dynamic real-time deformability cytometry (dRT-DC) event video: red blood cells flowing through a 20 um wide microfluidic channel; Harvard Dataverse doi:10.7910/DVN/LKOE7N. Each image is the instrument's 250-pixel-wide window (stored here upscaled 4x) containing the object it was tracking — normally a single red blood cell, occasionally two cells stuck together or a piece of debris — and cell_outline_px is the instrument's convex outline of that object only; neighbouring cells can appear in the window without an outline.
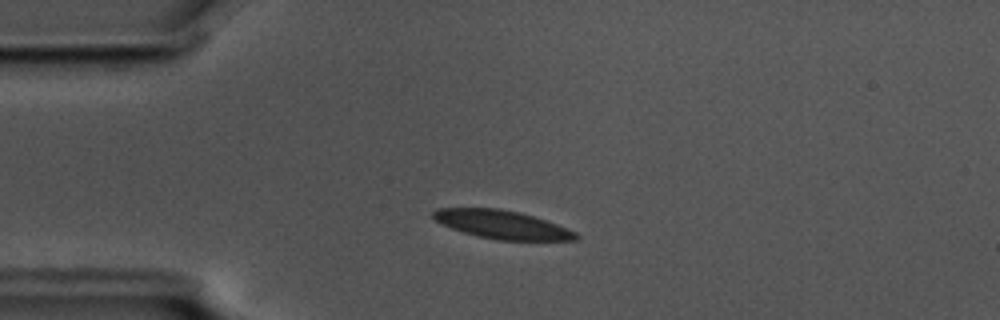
{"species": "common noctule bat (a hibernating species)", "species_latin": "Nyctalus noctula", "temperature_condition": "cold", "stored_images_in_passage": 54, "camera_frame_rate_fps": 3000, "um_per_image_px": 0.085, "animal": {"sex": "male", "body_mass_g": 17.5, "forearm_length_mm": 52.3}, "frame": {"image": 1, "passage_image": 11, "time_ms": 3.333, "image_size_px": [1000, 320], "cell_outline_px": [[580, 236], [576, 240], [496, 240], [464, 232], [452, 228], [436, 220], [432, 216], [432, 212], [436, 208], [500, 208], [520, 212], [556, 224], [576, 232]], "centroid_in_image_um": [42.68, 19.08], "position_along_channel_um": 42.3, "area_um2": 23.29}}
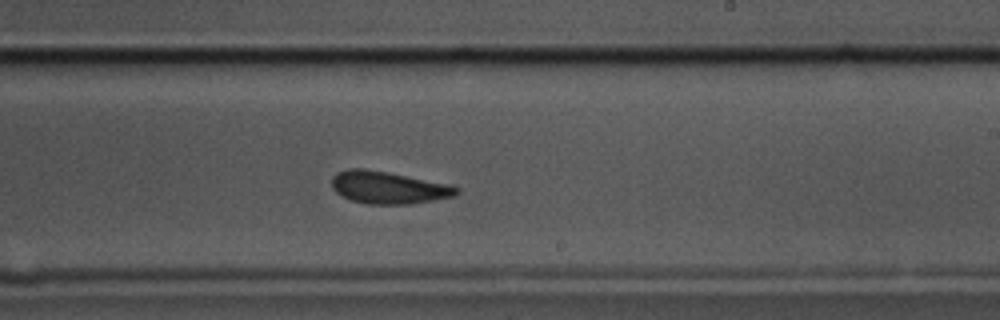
{"frame": {"image": 2, "passage_image": 31, "time_ms": 10.0, "image_size_px": [1000, 320], "cell_outline_px": [[460, 192], [456, 196], [412, 204], [368, 204], [352, 200], [340, 196], [332, 188], [332, 176], [336, 172], [348, 168], [364, 168], [388, 172], [452, 184], [460, 188]], "centroid_in_image_um": [33.04, 15.93], "position_along_channel_um": 256.0, "area_um2": 23.93}}
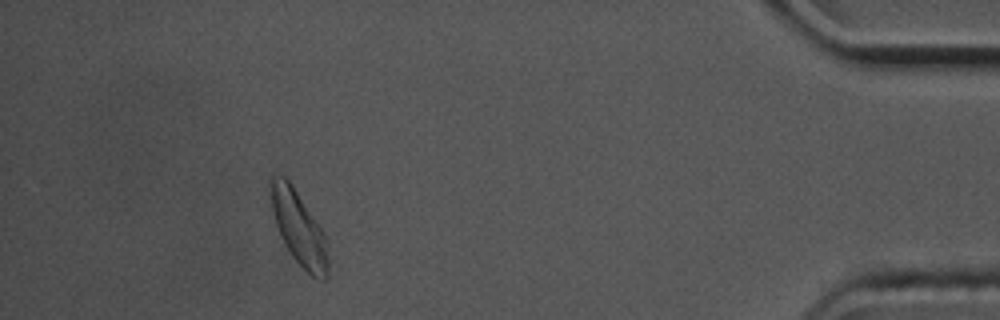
{"frame": {"image": 3, "passage_image": 49, "time_ms": 16.0, "image_size_px": [1000, 320], "cell_outline_px": [[328, 276], [324, 280], [312, 276], [292, 256], [284, 244], [276, 224], [272, 208], [268, 184], [272, 172], [284, 176], [288, 180], [320, 228], [324, 236], [328, 260]], "centroid_in_image_um": [25.34, 19.35], "position_along_channel_um": 409.9, "area_um2": 24.04}, "authors_computed_cell_mechanics": {"area_um2": 23.8714, "velocity_mm_per_s": 3.5319, "shape_relaxation_time_tau1_ms": 3.6878, "shape_relaxation_time_tau2_ms": 2.2094, "deformation_change_tau1": 0.1072, "deformation_change_tau2": 0.0757}}